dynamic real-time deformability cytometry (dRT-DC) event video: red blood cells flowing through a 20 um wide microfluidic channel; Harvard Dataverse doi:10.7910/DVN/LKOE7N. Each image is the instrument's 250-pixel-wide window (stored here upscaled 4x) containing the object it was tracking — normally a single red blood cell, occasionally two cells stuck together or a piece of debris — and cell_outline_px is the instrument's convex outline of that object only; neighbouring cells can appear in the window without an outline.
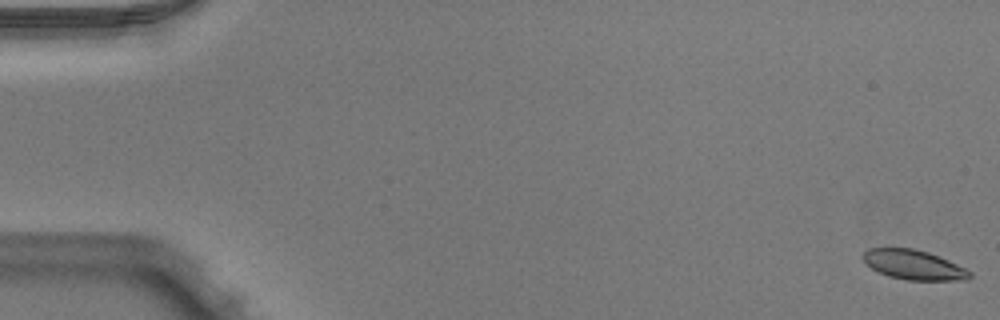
{"species": "Egyptian fruit bat (a non-hibernating species)", "species_latin": "Rousettus aegyptiacus", "temperature_condition": "warm", "stored_images_in_passage": 52, "camera_frame_rate_fps": 3000, "um_per_image_px": 0.085, "animal": {"sex": "male"}, "frame": {"image": 1, "passage_image": 1, "time_ms": 0.0, "image_size_px": [1000, 320], "cell_outline_px": [[972, 276], [964, 280], [908, 280], [888, 276], [872, 268], [860, 256], [868, 248], [912, 248], [928, 252], [948, 260], [972, 272]], "centroid_in_image_um": [77.65, 22.5], "position_along_channel_um": 7.3, "area_um2": 18.26}}
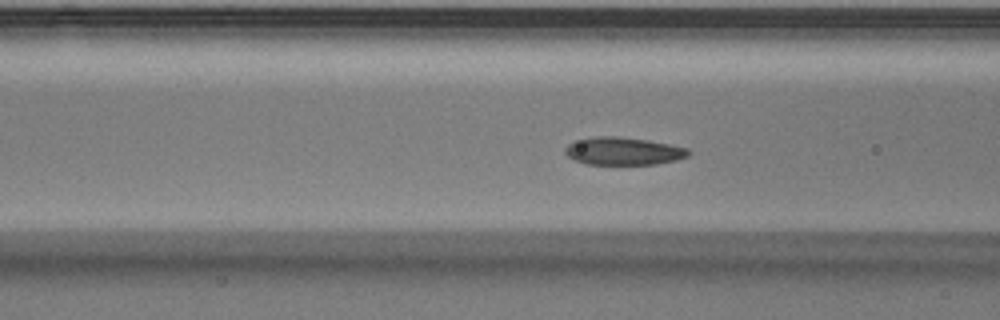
{"frame": {"image": 2, "passage_image": 21, "time_ms": 6.667, "image_size_px": [1000, 320], "cell_outline_px": [[692, 152], [688, 156], [676, 160], [656, 164], [588, 164], [576, 160], [568, 156], [564, 152], [564, 148], [568, 144], [576, 140], [596, 136], [616, 136], [648, 140], [688, 148]], "centroid_in_image_um": [52.99, 12.84], "position_along_channel_um": 113.6, "area_um2": 19.88}}
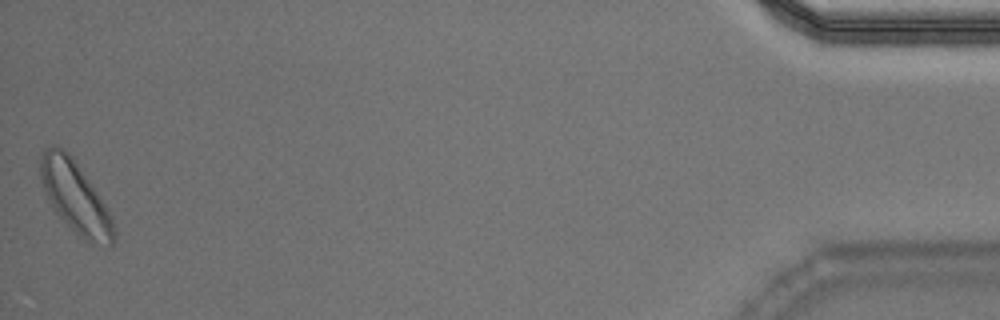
{"frame": {"image": 3, "passage_image": 52, "time_ms": 17.0, "image_size_px": [1000, 320], "cell_outline_px": [[116, 236], [112, 244], [88, 244], [56, 212], [48, 200], [40, 176], [40, 156], [48, 148], [64, 148], [72, 156], [112, 216], [116, 232]], "centroid_in_image_um": [6.42, 16.8], "position_along_channel_um": 428.8, "area_um2": 29.82}, "authors_computed_cell_mechanics": {"area_um2": 19.8543, "velocity_mm_per_s": 3.9227, "shape_relaxation_time_tau1_ms": 5.2212, "shape_relaxation_time_tau2_ms": 2.2303, "deformation_change_tau1": 0.1736, "deformation_change_tau2": 0.0869}}